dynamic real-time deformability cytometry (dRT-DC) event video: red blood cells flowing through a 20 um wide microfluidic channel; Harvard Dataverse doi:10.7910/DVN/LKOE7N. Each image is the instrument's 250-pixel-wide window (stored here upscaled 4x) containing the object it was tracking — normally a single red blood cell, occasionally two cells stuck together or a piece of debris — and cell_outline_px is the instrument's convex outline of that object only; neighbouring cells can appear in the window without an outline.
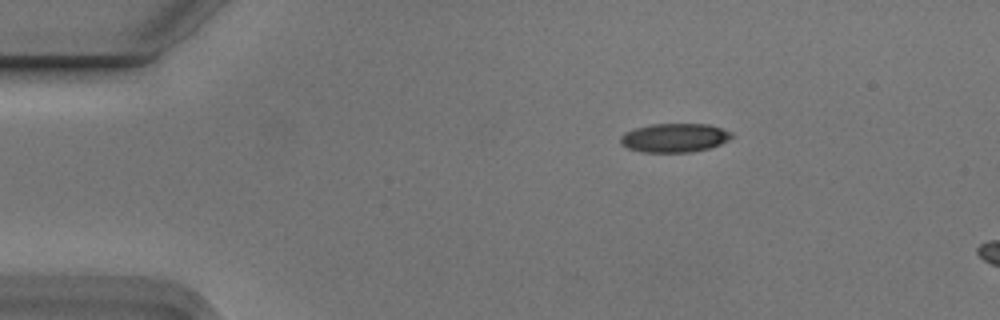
{"species": "Egyptian fruit bat (a non-hibernating species)", "species_latin": "Rousettus aegyptiacus", "temperature_condition": "cold", "stored_images_in_passage": 3, "camera_frame_rate_fps": 3000, "um_per_image_px": 0.085, "animal": {"sex": "male"}, "frame": {"image": 1, "passage_image": 1, "time_ms": 0.0, "image_size_px": [1000, 320], "cell_outline_px": [[732, 136], [728, 140], [720, 144], [708, 148], [688, 152], [644, 152], [628, 148], [620, 144], [620, 136], [624, 132], [636, 128], [652, 124], [708, 124], [732, 132]], "centroid_in_image_um": [57.3, 11.71], "position_along_channel_um": 27.7, "area_um2": 18.55}}